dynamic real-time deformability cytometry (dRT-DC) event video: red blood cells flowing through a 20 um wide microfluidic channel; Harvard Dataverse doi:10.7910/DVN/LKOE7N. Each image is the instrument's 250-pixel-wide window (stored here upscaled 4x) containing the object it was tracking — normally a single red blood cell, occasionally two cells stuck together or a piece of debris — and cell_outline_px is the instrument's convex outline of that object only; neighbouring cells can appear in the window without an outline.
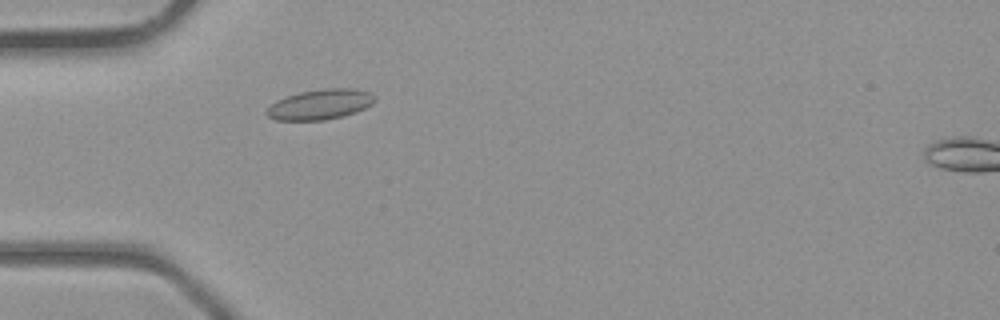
{"species": "common noctule bat (a hibernating species)", "species_latin": "Nyctalus noctula", "temperature_condition": "room temperature", "stored_images_in_passage": 27, "camera_frame_rate_fps": 3000, "um_per_image_px": 0.085, "animal": {"sex": "male", "body_mass_g": 23.1, "forearm_length_mm": 52.7}, "frame": {"image": 1, "passage_image": 3, "time_ms": 0.667, "image_size_px": [1000, 320], "cell_outline_px": [[376, 100], [372, 104], [356, 112], [344, 116], [324, 120], [276, 120], [268, 116], [264, 112], [276, 100], [300, 92], [324, 88], [352, 88], [368, 92], [376, 96]], "centroid_in_image_um": [27.23, 8.87], "position_along_channel_um": 57.8, "area_um2": 19.02}}
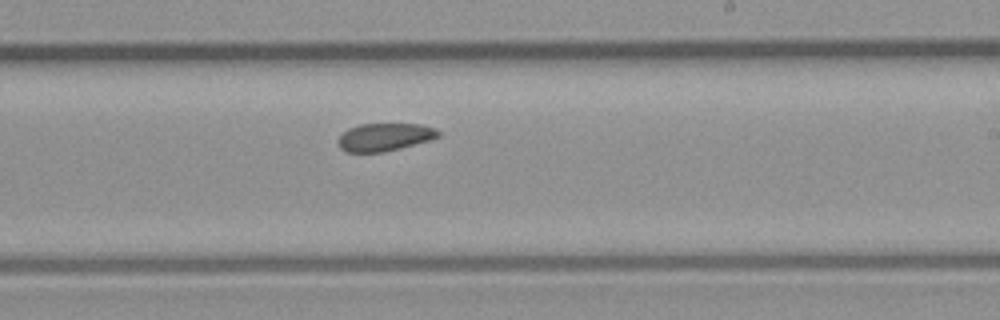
{"frame": {"image": 2, "passage_image": 15, "time_ms": 4.667, "image_size_px": [1000, 320], "cell_outline_px": [[440, 136], [428, 140], [400, 148], [384, 152], [344, 152], [340, 148], [340, 136], [348, 128], [360, 124], [420, 124], [436, 128], [440, 132]], "centroid_in_image_um": [32.7, 11.64], "position_along_channel_um": 256.3, "area_um2": 16.07}}
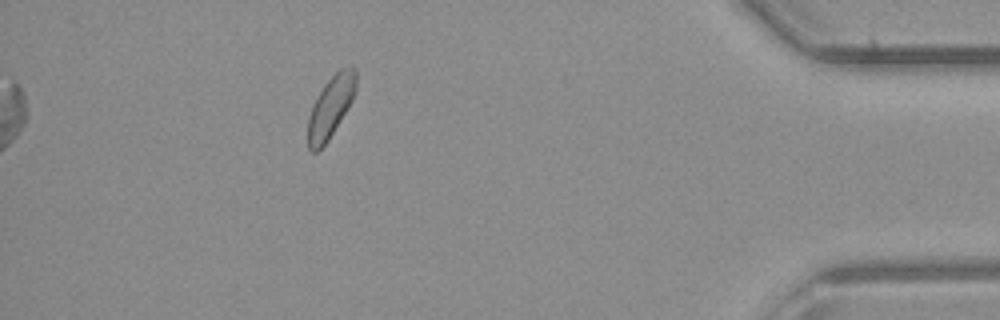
{"frame": {"image": 3, "passage_image": 27, "time_ms": 8.667, "image_size_px": [1000, 320], "cell_outline_px": [[356, 88], [352, 100], [328, 140], [316, 152], [312, 152], [308, 148], [308, 116], [312, 104], [324, 84], [340, 68], [352, 64], [356, 68]], "centroid_in_image_um": [28.11, 9.04], "position_along_channel_um": 407.1, "area_um2": 17.17}}